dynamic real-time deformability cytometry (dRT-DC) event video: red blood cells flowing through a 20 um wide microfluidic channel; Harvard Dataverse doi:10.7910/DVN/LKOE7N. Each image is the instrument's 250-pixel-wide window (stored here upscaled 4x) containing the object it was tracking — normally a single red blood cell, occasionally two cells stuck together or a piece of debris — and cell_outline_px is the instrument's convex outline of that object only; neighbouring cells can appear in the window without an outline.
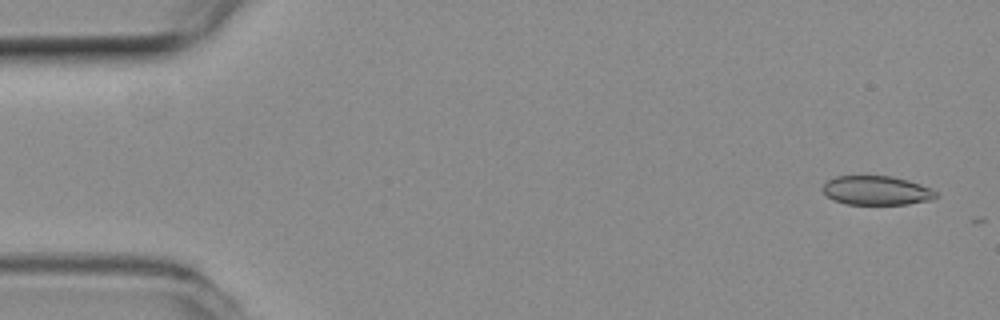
{"species": "common noctule bat (a hibernating species)", "species_latin": "Nyctalus noctula", "temperature_condition": "room temperature", "stored_images_in_passage": 4, "camera_frame_rate_fps": 3000, "um_per_image_px": 0.085, "animal": {"sex": "female", "body_mass_g": 19.3, "forearm_length_mm": 54.1}, "frame": {"image": 1, "passage_image": 2, "time_ms": 0.333, "image_size_px": [1000, 320], "cell_outline_px": [[936, 196], [932, 200], [908, 204], [848, 204], [832, 200], [820, 188], [828, 180], [836, 176], [892, 176], [908, 180], [932, 188], [936, 192]], "centroid_in_image_um": [74.5, 16.19], "position_along_channel_um": 10.5, "area_um2": 19.25}}